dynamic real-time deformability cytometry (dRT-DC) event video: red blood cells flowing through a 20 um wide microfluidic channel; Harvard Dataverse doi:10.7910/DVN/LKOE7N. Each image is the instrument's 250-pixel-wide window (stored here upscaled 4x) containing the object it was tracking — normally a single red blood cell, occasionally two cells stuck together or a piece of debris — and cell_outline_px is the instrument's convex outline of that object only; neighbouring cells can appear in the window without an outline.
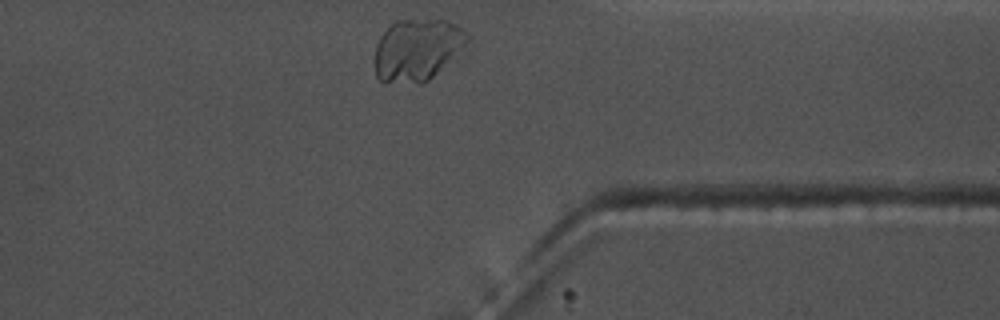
{"species": "common noctule bat (a hibernating species)", "species_latin": "Nyctalus noctula", "temperature_condition": "warm", "stored_images_in_passage": 30, "camera_frame_rate_fps": 3000, "um_per_image_px": 0.085, "animal": {"sex": "male", "body_mass_g": 17.5, "forearm_length_mm": 52.3}, "frame": {"image": 1, "passage_image": 30, "time_ms": 9.667, "image_size_px": [1000, 320], "cell_outline_px": [[472, 40], [428, 80], [420, 84], [384, 84], [376, 76], [376, 44], [380, 36], [396, 20], [448, 20], [456, 24], [472, 36]], "centroid_in_image_um": [35.47, 4.24], "position_along_channel_um": 375.9, "area_um2": 33.64}}